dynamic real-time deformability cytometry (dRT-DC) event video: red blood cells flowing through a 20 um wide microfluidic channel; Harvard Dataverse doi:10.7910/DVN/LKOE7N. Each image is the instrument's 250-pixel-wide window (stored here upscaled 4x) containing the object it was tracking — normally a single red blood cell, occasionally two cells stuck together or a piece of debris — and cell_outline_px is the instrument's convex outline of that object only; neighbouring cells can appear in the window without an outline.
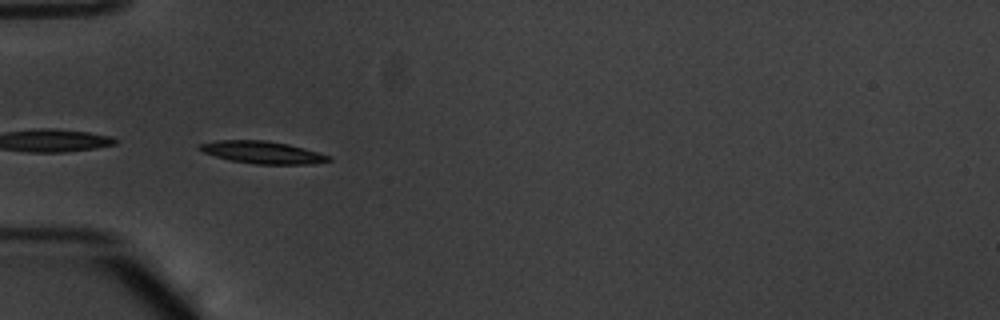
{"species": "common noctule bat (a hibernating species)", "species_latin": "Nyctalus noctula", "temperature_condition": "warm", "stored_images_in_passage": 5, "camera_frame_rate_fps": 3000, "um_per_image_px": 0.085, "animal": {"sex": "male", "body_mass_g": 20.1, "forearm_length_mm": 53.5}, "frame": {"image": 1, "passage_image": 2, "time_ms": 0.333, "image_size_px": [1000, 320], "cell_outline_px": [[332, 160], [316, 164], [256, 164], [228, 160], [204, 152], [196, 148], [200, 144], [216, 140], [264, 140], [288, 144], [304, 148], [332, 156]], "centroid_in_image_um": [22.34, 12.95], "position_along_channel_um": 62.7, "area_um2": 16.88}}